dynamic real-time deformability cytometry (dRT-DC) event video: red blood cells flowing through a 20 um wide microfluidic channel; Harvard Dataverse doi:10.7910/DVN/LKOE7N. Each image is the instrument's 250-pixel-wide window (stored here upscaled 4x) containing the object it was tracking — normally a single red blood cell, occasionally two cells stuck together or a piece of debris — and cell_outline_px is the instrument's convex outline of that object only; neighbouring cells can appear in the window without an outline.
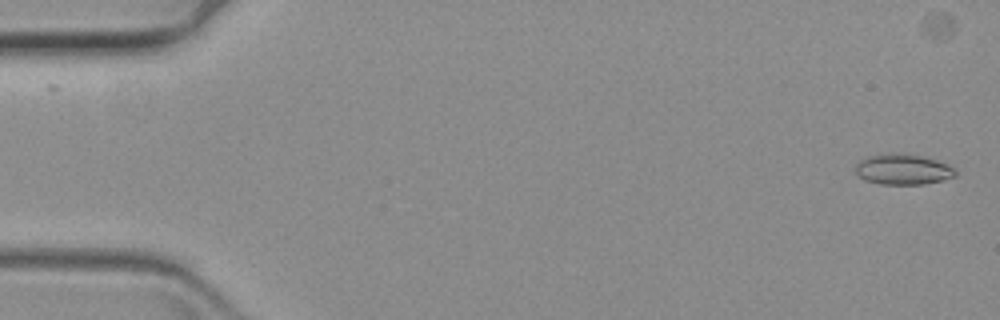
{"species": "common noctule bat (a hibernating species)", "species_latin": "Nyctalus noctula", "temperature_condition": "warm", "stored_images_in_passage": 49, "camera_frame_rate_fps": 3000, "um_per_image_px": 0.085, "animal": {"sex": "female", "body_mass_g": 19.3, "forearm_length_mm": 54.1}, "frame": {"image": 1, "passage_image": 1, "time_ms": 0.0, "image_size_px": [1000, 320], "cell_outline_px": [[956, 176], [944, 180], [924, 184], [880, 184], [864, 180], [856, 172], [856, 164], [860, 160], [868, 156], [888, 152], [892, 152], [920, 156], [936, 160], [948, 164], [956, 168]], "centroid_in_image_um": [76.77, 14.39], "position_along_channel_um": 8.2, "area_um2": 17.92}}
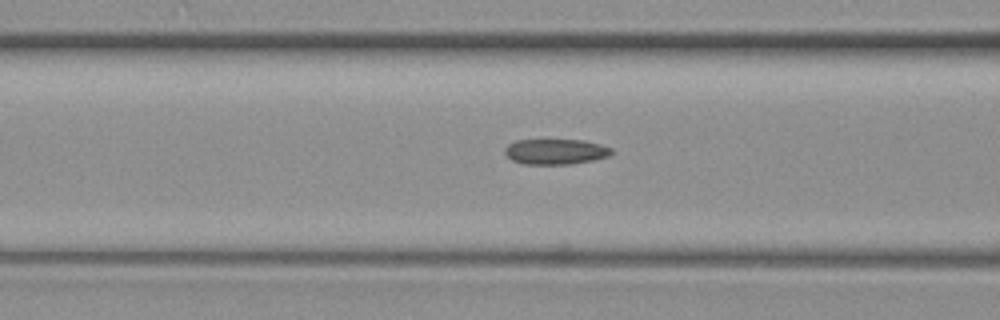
{"frame": {"image": 2, "passage_image": 24, "time_ms": 7.667, "image_size_px": [1000, 320], "cell_outline_px": [[612, 152], [608, 156], [592, 160], [572, 164], [524, 164], [512, 160], [504, 152], [504, 148], [508, 144], [516, 140], [584, 140], [600, 144], [612, 148]], "centroid_in_image_um": [47.21, 12.88], "position_along_channel_um": 119.4, "area_um2": 15.78}}
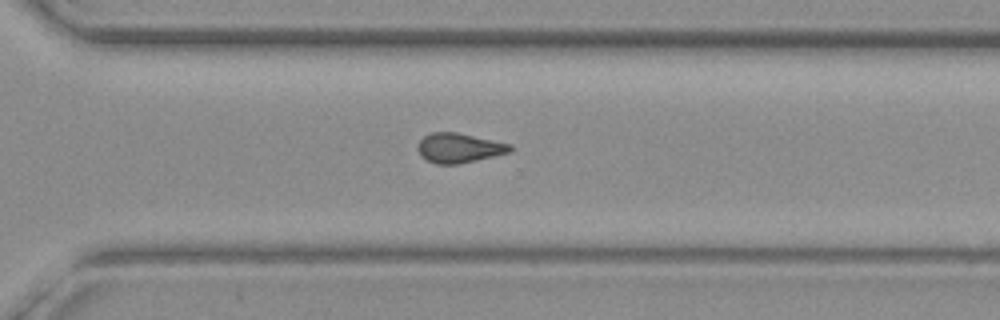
{"frame": {"image": 3, "passage_image": 43, "time_ms": 14.0, "image_size_px": [1000, 320], "cell_outline_px": [[512, 152], [476, 160], [456, 164], [436, 164], [420, 156], [416, 148], [420, 140], [424, 136], [432, 132], [456, 132], [512, 144]], "centroid_in_image_um": [39.01, 12.57], "position_along_channel_um": 331.6, "area_um2": 15.95}}